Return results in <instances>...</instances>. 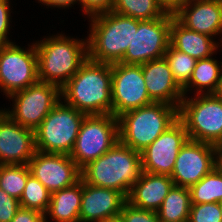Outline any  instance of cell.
<instances>
[{
  "label": "cell",
  "instance_id": "1",
  "mask_svg": "<svg viewBox=\"0 0 222 222\" xmlns=\"http://www.w3.org/2000/svg\"><path fill=\"white\" fill-rule=\"evenodd\" d=\"M112 64L87 60L61 88V100L86 115L112 114Z\"/></svg>",
  "mask_w": 222,
  "mask_h": 222
},
{
  "label": "cell",
  "instance_id": "2",
  "mask_svg": "<svg viewBox=\"0 0 222 222\" xmlns=\"http://www.w3.org/2000/svg\"><path fill=\"white\" fill-rule=\"evenodd\" d=\"M43 36L35 41L39 81L62 88L87 60V37L74 38L65 33Z\"/></svg>",
  "mask_w": 222,
  "mask_h": 222
},
{
  "label": "cell",
  "instance_id": "3",
  "mask_svg": "<svg viewBox=\"0 0 222 222\" xmlns=\"http://www.w3.org/2000/svg\"><path fill=\"white\" fill-rule=\"evenodd\" d=\"M88 59L99 63L120 62L134 37L139 20L113 11L88 18Z\"/></svg>",
  "mask_w": 222,
  "mask_h": 222
},
{
  "label": "cell",
  "instance_id": "4",
  "mask_svg": "<svg viewBox=\"0 0 222 222\" xmlns=\"http://www.w3.org/2000/svg\"><path fill=\"white\" fill-rule=\"evenodd\" d=\"M142 173L140 152L118 141L81 169V179L93 186L113 189L128 197Z\"/></svg>",
  "mask_w": 222,
  "mask_h": 222
},
{
  "label": "cell",
  "instance_id": "5",
  "mask_svg": "<svg viewBox=\"0 0 222 222\" xmlns=\"http://www.w3.org/2000/svg\"><path fill=\"white\" fill-rule=\"evenodd\" d=\"M178 119V107L152 103L118 117L119 141L142 152Z\"/></svg>",
  "mask_w": 222,
  "mask_h": 222
},
{
  "label": "cell",
  "instance_id": "6",
  "mask_svg": "<svg viewBox=\"0 0 222 222\" xmlns=\"http://www.w3.org/2000/svg\"><path fill=\"white\" fill-rule=\"evenodd\" d=\"M178 118L190 140L214 146L222 141V99L215 94L184 96Z\"/></svg>",
  "mask_w": 222,
  "mask_h": 222
},
{
  "label": "cell",
  "instance_id": "7",
  "mask_svg": "<svg viewBox=\"0 0 222 222\" xmlns=\"http://www.w3.org/2000/svg\"><path fill=\"white\" fill-rule=\"evenodd\" d=\"M85 116L60 100L34 130L36 150L70 155Z\"/></svg>",
  "mask_w": 222,
  "mask_h": 222
},
{
  "label": "cell",
  "instance_id": "8",
  "mask_svg": "<svg viewBox=\"0 0 222 222\" xmlns=\"http://www.w3.org/2000/svg\"><path fill=\"white\" fill-rule=\"evenodd\" d=\"M119 141L118 118L112 114L86 115L70 157L82 169Z\"/></svg>",
  "mask_w": 222,
  "mask_h": 222
},
{
  "label": "cell",
  "instance_id": "9",
  "mask_svg": "<svg viewBox=\"0 0 222 222\" xmlns=\"http://www.w3.org/2000/svg\"><path fill=\"white\" fill-rule=\"evenodd\" d=\"M7 99L12 101L11 108L1 110L21 126L35 130L61 100V88L38 81Z\"/></svg>",
  "mask_w": 222,
  "mask_h": 222
},
{
  "label": "cell",
  "instance_id": "10",
  "mask_svg": "<svg viewBox=\"0 0 222 222\" xmlns=\"http://www.w3.org/2000/svg\"><path fill=\"white\" fill-rule=\"evenodd\" d=\"M30 44L0 45V90L6 98L39 81L36 47Z\"/></svg>",
  "mask_w": 222,
  "mask_h": 222
},
{
  "label": "cell",
  "instance_id": "11",
  "mask_svg": "<svg viewBox=\"0 0 222 222\" xmlns=\"http://www.w3.org/2000/svg\"><path fill=\"white\" fill-rule=\"evenodd\" d=\"M112 115H120L154 103L147 92L141 64H112Z\"/></svg>",
  "mask_w": 222,
  "mask_h": 222
},
{
  "label": "cell",
  "instance_id": "12",
  "mask_svg": "<svg viewBox=\"0 0 222 222\" xmlns=\"http://www.w3.org/2000/svg\"><path fill=\"white\" fill-rule=\"evenodd\" d=\"M171 15L152 20H139L134 37L123 59L125 64H143L164 57L170 44Z\"/></svg>",
  "mask_w": 222,
  "mask_h": 222
},
{
  "label": "cell",
  "instance_id": "13",
  "mask_svg": "<svg viewBox=\"0 0 222 222\" xmlns=\"http://www.w3.org/2000/svg\"><path fill=\"white\" fill-rule=\"evenodd\" d=\"M188 139L186 128L178 118L140 152L142 171L171 176L178 153Z\"/></svg>",
  "mask_w": 222,
  "mask_h": 222
},
{
  "label": "cell",
  "instance_id": "14",
  "mask_svg": "<svg viewBox=\"0 0 222 222\" xmlns=\"http://www.w3.org/2000/svg\"><path fill=\"white\" fill-rule=\"evenodd\" d=\"M216 163V146L188 139L181 147L170 178L176 186L189 188L209 174Z\"/></svg>",
  "mask_w": 222,
  "mask_h": 222
},
{
  "label": "cell",
  "instance_id": "15",
  "mask_svg": "<svg viewBox=\"0 0 222 222\" xmlns=\"http://www.w3.org/2000/svg\"><path fill=\"white\" fill-rule=\"evenodd\" d=\"M28 166L31 174L50 193L70 187L81 179V169L69 155L36 150Z\"/></svg>",
  "mask_w": 222,
  "mask_h": 222
},
{
  "label": "cell",
  "instance_id": "16",
  "mask_svg": "<svg viewBox=\"0 0 222 222\" xmlns=\"http://www.w3.org/2000/svg\"><path fill=\"white\" fill-rule=\"evenodd\" d=\"M35 152V131L13 121L0 109V165H26Z\"/></svg>",
  "mask_w": 222,
  "mask_h": 222
},
{
  "label": "cell",
  "instance_id": "17",
  "mask_svg": "<svg viewBox=\"0 0 222 222\" xmlns=\"http://www.w3.org/2000/svg\"><path fill=\"white\" fill-rule=\"evenodd\" d=\"M126 202L127 197L123 193L82 180L80 222H108L120 217Z\"/></svg>",
  "mask_w": 222,
  "mask_h": 222
},
{
  "label": "cell",
  "instance_id": "18",
  "mask_svg": "<svg viewBox=\"0 0 222 222\" xmlns=\"http://www.w3.org/2000/svg\"><path fill=\"white\" fill-rule=\"evenodd\" d=\"M174 17L188 29L214 39L218 37L222 46V0L188 1Z\"/></svg>",
  "mask_w": 222,
  "mask_h": 222
},
{
  "label": "cell",
  "instance_id": "19",
  "mask_svg": "<svg viewBox=\"0 0 222 222\" xmlns=\"http://www.w3.org/2000/svg\"><path fill=\"white\" fill-rule=\"evenodd\" d=\"M141 65L150 99L154 103H165L179 108L184 98L183 89L174 79L165 57L154 59Z\"/></svg>",
  "mask_w": 222,
  "mask_h": 222
},
{
  "label": "cell",
  "instance_id": "20",
  "mask_svg": "<svg viewBox=\"0 0 222 222\" xmlns=\"http://www.w3.org/2000/svg\"><path fill=\"white\" fill-rule=\"evenodd\" d=\"M174 185L168 175L142 171L131 188L127 202L139 209L157 211Z\"/></svg>",
  "mask_w": 222,
  "mask_h": 222
},
{
  "label": "cell",
  "instance_id": "21",
  "mask_svg": "<svg viewBox=\"0 0 222 222\" xmlns=\"http://www.w3.org/2000/svg\"><path fill=\"white\" fill-rule=\"evenodd\" d=\"M169 42L173 48L188 54L196 60L217 55L218 50L222 49L216 39L186 28L172 15Z\"/></svg>",
  "mask_w": 222,
  "mask_h": 222
},
{
  "label": "cell",
  "instance_id": "22",
  "mask_svg": "<svg viewBox=\"0 0 222 222\" xmlns=\"http://www.w3.org/2000/svg\"><path fill=\"white\" fill-rule=\"evenodd\" d=\"M82 179L74 185L51 193L45 222H80ZM49 218V219H48Z\"/></svg>",
  "mask_w": 222,
  "mask_h": 222
},
{
  "label": "cell",
  "instance_id": "23",
  "mask_svg": "<svg viewBox=\"0 0 222 222\" xmlns=\"http://www.w3.org/2000/svg\"><path fill=\"white\" fill-rule=\"evenodd\" d=\"M221 71L222 62L216 59V55L215 58L212 56L197 60L192 77L183 88V95L188 96L193 92L195 93L193 95L215 94L219 86Z\"/></svg>",
  "mask_w": 222,
  "mask_h": 222
},
{
  "label": "cell",
  "instance_id": "24",
  "mask_svg": "<svg viewBox=\"0 0 222 222\" xmlns=\"http://www.w3.org/2000/svg\"><path fill=\"white\" fill-rule=\"evenodd\" d=\"M190 209L189 188L174 185L156 212L160 222H188Z\"/></svg>",
  "mask_w": 222,
  "mask_h": 222
},
{
  "label": "cell",
  "instance_id": "25",
  "mask_svg": "<svg viewBox=\"0 0 222 222\" xmlns=\"http://www.w3.org/2000/svg\"><path fill=\"white\" fill-rule=\"evenodd\" d=\"M191 204L219 203L222 200V173L215 167L189 187Z\"/></svg>",
  "mask_w": 222,
  "mask_h": 222
},
{
  "label": "cell",
  "instance_id": "26",
  "mask_svg": "<svg viewBox=\"0 0 222 222\" xmlns=\"http://www.w3.org/2000/svg\"><path fill=\"white\" fill-rule=\"evenodd\" d=\"M112 11L140 21L165 15L157 0H114Z\"/></svg>",
  "mask_w": 222,
  "mask_h": 222
},
{
  "label": "cell",
  "instance_id": "27",
  "mask_svg": "<svg viewBox=\"0 0 222 222\" xmlns=\"http://www.w3.org/2000/svg\"><path fill=\"white\" fill-rule=\"evenodd\" d=\"M31 175L28 164L0 165V188L8 193L10 196L20 200L27 178Z\"/></svg>",
  "mask_w": 222,
  "mask_h": 222
},
{
  "label": "cell",
  "instance_id": "28",
  "mask_svg": "<svg viewBox=\"0 0 222 222\" xmlns=\"http://www.w3.org/2000/svg\"><path fill=\"white\" fill-rule=\"evenodd\" d=\"M51 193L32 174L27 178L23 194L19 200L20 207L37 210L46 214L50 205Z\"/></svg>",
  "mask_w": 222,
  "mask_h": 222
},
{
  "label": "cell",
  "instance_id": "29",
  "mask_svg": "<svg viewBox=\"0 0 222 222\" xmlns=\"http://www.w3.org/2000/svg\"><path fill=\"white\" fill-rule=\"evenodd\" d=\"M164 57L169 64L174 79L183 89L192 77L197 60L188 54L173 48L170 44Z\"/></svg>",
  "mask_w": 222,
  "mask_h": 222
},
{
  "label": "cell",
  "instance_id": "30",
  "mask_svg": "<svg viewBox=\"0 0 222 222\" xmlns=\"http://www.w3.org/2000/svg\"><path fill=\"white\" fill-rule=\"evenodd\" d=\"M188 222H222L220 204L217 202L191 204Z\"/></svg>",
  "mask_w": 222,
  "mask_h": 222
},
{
  "label": "cell",
  "instance_id": "31",
  "mask_svg": "<svg viewBox=\"0 0 222 222\" xmlns=\"http://www.w3.org/2000/svg\"><path fill=\"white\" fill-rule=\"evenodd\" d=\"M120 217L124 222H160L156 211L139 209L128 202L123 205Z\"/></svg>",
  "mask_w": 222,
  "mask_h": 222
},
{
  "label": "cell",
  "instance_id": "32",
  "mask_svg": "<svg viewBox=\"0 0 222 222\" xmlns=\"http://www.w3.org/2000/svg\"><path fill=\"white\" fill-rule=\"evenodd\" d=\"M11 5H13L11 0H0V45L13 43L8 36L11 32L10 28H12L13 6Z\"/></svg>",
  "mask_w": 222,
  "mask_h": 222
},
{
  "label": "cell",
  "instance_id": "33",
  "mask_svg": "<svg viewBox=\"0 0 222 222\" xmlns=\"http://www.w3.org/2000/svg\"><path fill=\"white\" fill-rule=\"evenodd\" d=\"M19 208V200L0 188V222H11Z\"/></svg>",
  "mask_w": 222,
  "mask_h": 222
},
{
  "label": "cell",
  "instance_id": "34",
  "mask_svg": "<svg viewBox=\"0 0 222 222\" xmlns=\"http://www.w3.org/2000/svg\"><path fill=\"white\" fill-rule=\"evenodd\" d=\"M114 0H80V10L84 16L92 17L97 14L112 11Z\"/></svg>",
  "mask_w": 222,
  "mask_h": 222
},
{
  "label": "cell",
  "instance_id": "35",
  "mask_svg": "<svg viewBox=\"0 0 222 222\" xmlns=\"http://www.w3.org/2000/svg\"><path fill=\"white\" fill-rule=\"evenodd\" d=\"M11 222H45V215L37 210L20 207Z\"/></svg>",
  "mask_w": 222,
  "mask_h": 222
},
{
  "label": "cell",
  "instance_id": "36",
  "mask_svg": "<svg viewBox=\"0 0 222 222\" xmlns=\"http://www.w3.org/2000/svg\"><path fill=\"white\" fill-rule=\"evenodd\" d=\"M188 0H157L159 7L165 14L174 16Z\"/></svg>",
  "mask_w": 222,
  "mask_h": 222
},
{
  "label": "cell",
  "instance_id": "37",
  "mask_svg": "<svg viewBox=\"0 0 222 222\" xmlns=\"http://www.w3.org/2000/svg\"><path fill=\"white\" fill-rule=\"evenodd\" d=\"M38 3H41L43 6L46 5L47 9L49 8H58V9H71L74 7V4L80 5V0H36Z\"/></svg>",
  "mask_w": 222,
  "mask_h": 222
},
{
  "label": "cell",
  "instance_id": "38",
  "mask_svg": "<svg viewBox=\"0 0 222 222\" xmlns=\"http://www.w3.org/2000/svg\"><path fill=\"white\" fill-rule=\"evenodd\" d=\"M215 167L222 173V151L217 146Z\"/></svg>",
  "mask_w": 222,
  "mask_h": 222
},
{
  "label": "cell",
  "instance_id": "39",
  "mask_svg": "<svg viewBox=\"0 0 222 222\" xmlns=\"http://www.w3.org/2000/svg\"><path fill=\"white\" fill-rule=\"evenodd\" d=\"M215 95L222 99V71H221V78H220L219 86Z\"/></svg>",
  "mask_w": 222,
  "mask_h": 222
},
{
  "label": "cell",
  "instance_id": "40",
  "mask_svg": "<svg viewBox=\"0 0 222 222\" xmlns=\"http://www.w3.org/2000/svg\"><path fill=\"white\" fill-rule=\"evenodd\" d=\"M108 222H124V221L121 217H117V218L109 220Z\"/></svg>",
  "mask_w": 222,
  "mask_h": 222
},
{
  "label": "cell",
  "instance_id": "41",
  "mask_svg": "<svg viewBox=\"0 0 222 222\" xmlns=\"http://www.w3.org/2000/svg\"><path fill=\"white\" fill-rule=\"evenodd\" d=\"M217 147L222 151V141L217 145Z\"/></svg>",
  "mask_w": 222,
  "mask_h": 222
},
{
  "label": "cell",
  "instance_id": "42",
  "mask_svg": "<svg viewBox=\"0 0 222 222\" xmlns=\"http://www.w3.org/2000/svg\"><path fill=\"white\" fill-rule=\"evenodd\" d=\"M220 207H221V211H222V200L219 202Z\"/></svg>",
  "mask_w": 222,
  "mask_h": 222
}]
</instances>
